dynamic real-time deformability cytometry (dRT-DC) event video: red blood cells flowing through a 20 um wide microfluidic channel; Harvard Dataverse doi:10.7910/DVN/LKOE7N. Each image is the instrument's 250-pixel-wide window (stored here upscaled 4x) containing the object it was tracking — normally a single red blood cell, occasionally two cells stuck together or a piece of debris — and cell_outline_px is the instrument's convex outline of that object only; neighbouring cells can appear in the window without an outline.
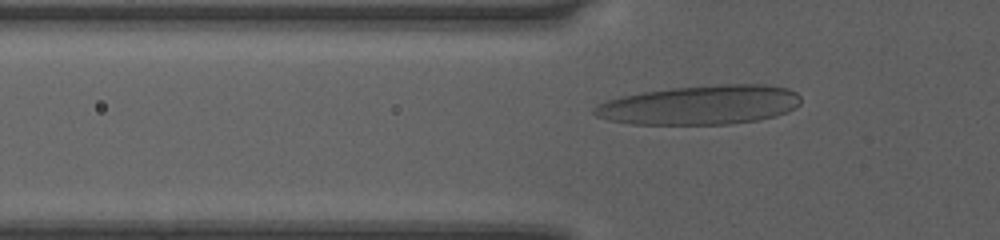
{"species": "human", "species_latin": "Homo sapiens", "temperature_condition": "room temperature", "stored_images_in_passage": 29, "camera_frame_rate_fps": 3000, "um_per_image_px": 0.085, "donor": {"sex": "female"}, "frame": {"image": 1, "passage_image": 2, "time_ms": 0.333, "image_size_px": [1000, 240], "cell_outline_px": [[800, 104], [776, 116], [756, 120], [728, 124], [632, 124], [608, 120], [596, 116], [592, 112], [592, 108], [608, 100], [620, 96], [644, 92], [672, 88], [720, 84], [764, 84], [788, 88], [796, 92], [800, 96]], "centroid_in_image_um": [59.51, 8.92], "position_along_channel_um": 66.3, "area_um2": 47.11}}
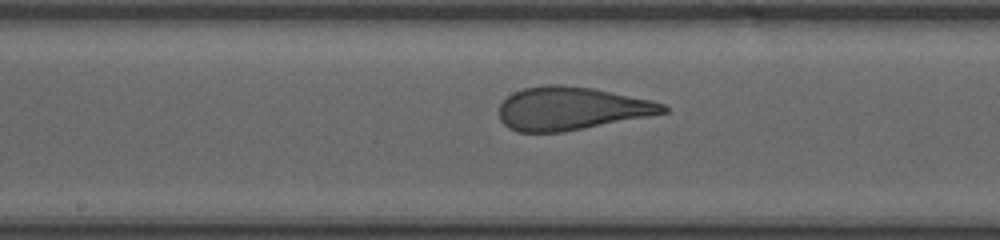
{"frame": {"image": 2, "passage_image": 12, "time_ms": 3.667, "image_size_px": [1000, 240], "cell_outline_px": [[668, 112], [648, 116], [564, 132], [516, 132], [508, 128], [500, 120], [500, 104], [512, 92], [524, 88], [548, 84], [560, 84], [592, 88], [652, 100], [664, 104], [668, 108]], "centroid_in_image_um": [48.54, 9.22], "position_along_channel_um": 199.7, "area_um2": 41.15}}
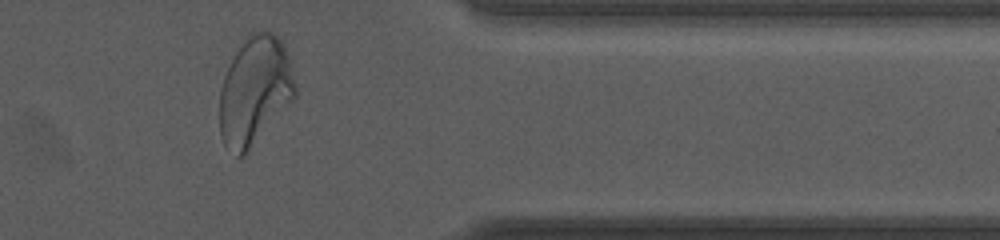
{"frame": {"image": 3, "passage_image": 27, "time_ms": 8.667, "image_size_px": [1000, 240], "cell_outline_px": [[296, 96], [248, 152], [244, 156], [236, 156], [224, 144], [220, 136], [220, 88], [224, 76], [244, 36], [260, 28], [264, 28], [276, 32], [284, 44], [288, 56], [296, 88]], "centroid_in_image_um": [21.66, 7.67], "position_along_channel_um": 389.7, "area_um2": 48.15}, "authors_computed_cell_mechanics": {"area_um2": 42.1362, "velocity_mm_per_s": 4.064, "shape_relaxation_time_tau1_ms": 3.9057, "shape_relaxation_time_tau2_ms": null, "deformation_change_tau1": 0.2038, "deformation_change_tau2": null}}